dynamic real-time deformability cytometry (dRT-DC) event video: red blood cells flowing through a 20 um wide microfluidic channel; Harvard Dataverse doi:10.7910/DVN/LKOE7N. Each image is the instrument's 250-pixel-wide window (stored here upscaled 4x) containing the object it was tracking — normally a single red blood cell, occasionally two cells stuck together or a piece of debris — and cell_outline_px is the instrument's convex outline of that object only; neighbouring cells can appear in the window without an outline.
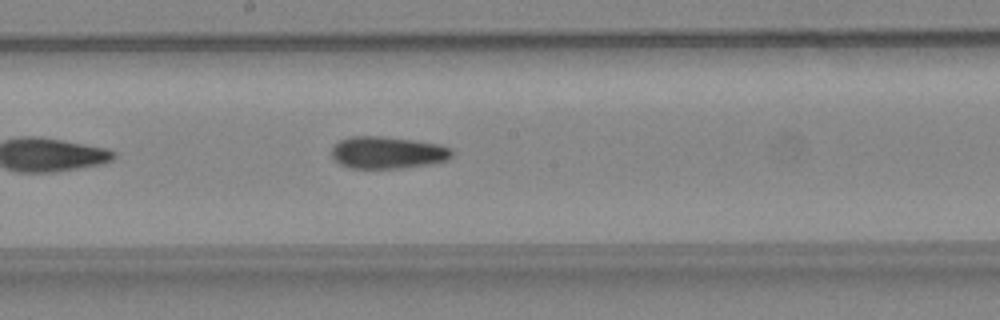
{"species": "common noctule bat (a hibernating species)", "species_latin": "Nyctalus noctula", "temperature_condition": "warm", "stored_images_in_passage": 20, "camera_frame_rate_fps": 3000, "um_per_image_px": 0.085, "animal": {"sex": "female", "body_mass_g": 24.6, "forearm_length_mm": 56.2}, "frame": {"image": 1, "passage_image": 12, "time_ms": 3.667, "image_size_px": [1000, 320], "cell_outline_px": [[452, 156], [448, 160], [432, 164], [400, 168], [348, 168], [340, 164], [332, 156], [332, 148], [340, 140], [352, 136], [384, 136], [416, 140], [440, 144], [452, 148]], "centroid_in_image_um": [32.98, 12.96], "position_along_channel_um": 215.2, "area_um2": 22.72}}
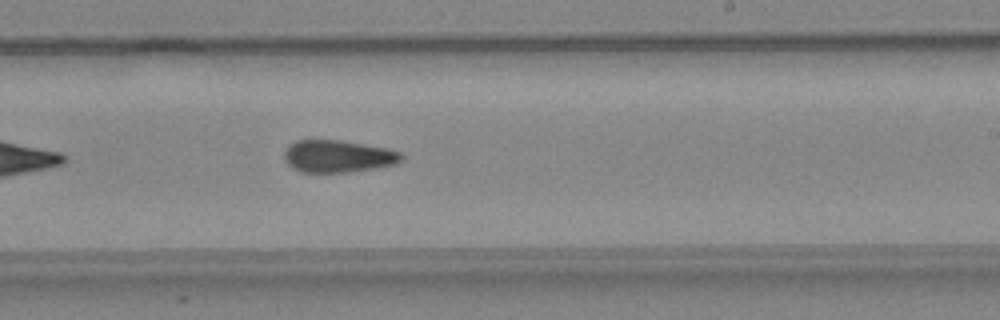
{"frame": {"image": 2, "passage_image": 15, "time_ms": 4.667, "image_size_px": [1000, 320], "cell_outline_px": [[404, 156], [396, 164], [348, 172], [300, 172], [292, 168], [284, 160], [284, 152], [296, 140], [340, 140], [388, 148], [400, 152]], "centroid_in_image_um": [28.72, 13.28], "position_along_channel_um": 260.3, "area_um2": 21.91}}